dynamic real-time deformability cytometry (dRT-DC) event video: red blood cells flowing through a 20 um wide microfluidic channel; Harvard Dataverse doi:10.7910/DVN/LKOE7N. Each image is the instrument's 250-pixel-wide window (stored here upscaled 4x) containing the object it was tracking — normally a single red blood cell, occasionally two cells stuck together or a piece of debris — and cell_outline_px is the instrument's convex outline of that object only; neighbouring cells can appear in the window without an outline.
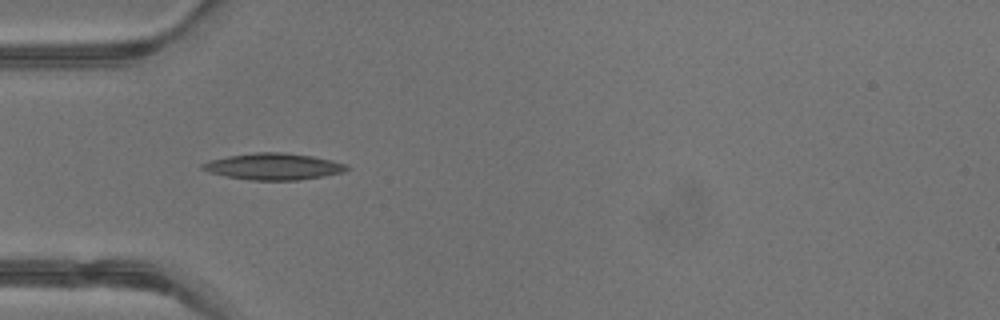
{"species": "common noctule bat (a hibernating species)", "species_latin": "Nyctalus noctula", "temperature_condition": "warm", "stored_images_in_passage": 30, "camera_frame_rate_fps": 3000, "um_per_image_px": 0.085, "animal": {"sex": "male", "body_mass_g": 13.3}, "frame": {"image": 1, "passage_image": 1, "time_ms": 0.0, "image_size_px": [1000, 320], "cell_outline_px": [[348, 168], [344, 172], [324, 176], [300, 180], [252, 180], [228, 176], [208, 172], [200, 168], [200, 164], [212, 160], [228, 156], [256, 152], [284, 152], [312, 156], [332, 160], [348, 164]], "centroid_in_image_um": [23.27, 14.15], "position_along_channel_um": 61.7, "area_um2": 22.25}}
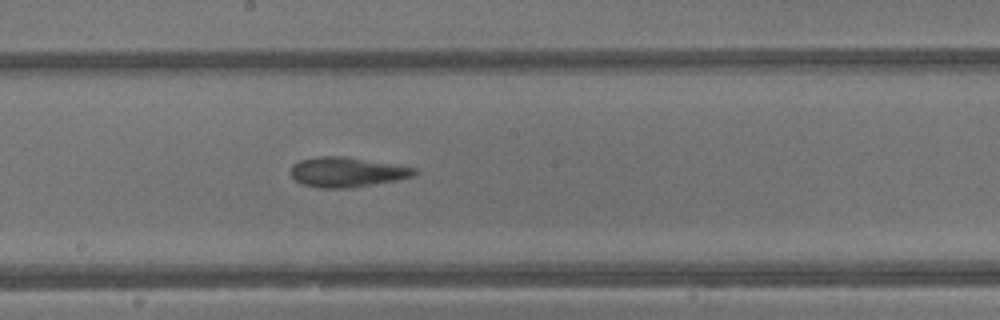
{"frame": {"image": 2, "passage_image": 11, "time_ms": 3.333, "image_size_px": [1000, 320], "cell_outline_px": [[420, 172], [412, 176], [396, 180], [348, 188], [320, 188], [304, 184], [296, 180], [292, 176], [292, 164], [300, 160], [316, 156], [344, 156], [416, 168]], "centroid_in_image_um": [29.48, 14.62], "position_along_channel_um": 218.7, "area_um2": 21.27}}
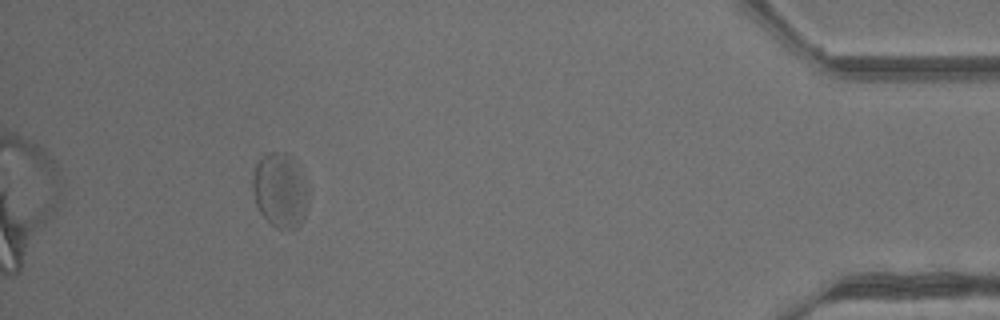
{"frame": {"image": 3, "passage_image": 27, "time_ms": 8.667, "image_size_px": [1000, 320], "cell_outline_px": [[308, 196], [304, 220], [296, 228], [276, 228], [260, 212], [256, 204], [252, 188], [252, 180], [256, 164], [268, 152], [288, 152], [296, 156]], "centroid_in_image_um": [23.82, 16.14], "position_along_channel_um": 411.4, "area_um2": 24.22}, "authors_computed_cell_mechanics": {"area_um2": 21.4149, "velocity_mm_per_s": 4.7754, "shape_relaxation_time_tau1_ms": 8.5371, "shape_relaxation_time_tau2_ms": 1.8806, "deformation_change_tau1": 0.2117, "deformation_change_tau2": 0.0937}}